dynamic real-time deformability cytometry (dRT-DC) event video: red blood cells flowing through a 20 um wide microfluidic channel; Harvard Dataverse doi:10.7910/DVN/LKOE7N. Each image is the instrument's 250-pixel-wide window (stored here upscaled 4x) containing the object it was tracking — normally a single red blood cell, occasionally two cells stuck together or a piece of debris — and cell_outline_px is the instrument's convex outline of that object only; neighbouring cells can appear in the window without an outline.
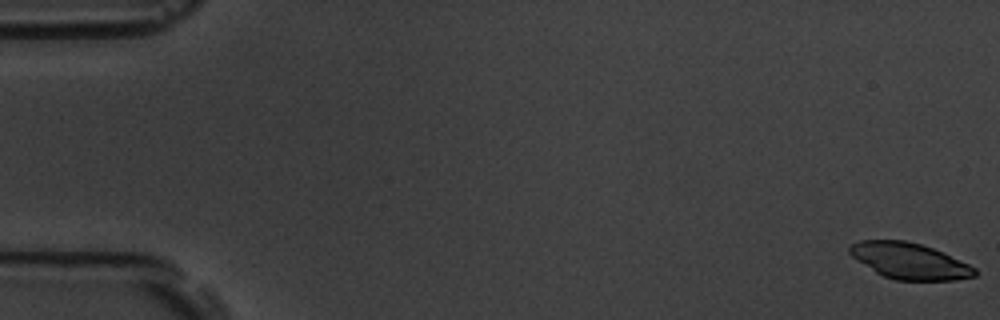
{"species": "common noctule bat (a hibernating species)", "species_latin": "Nyctalus noctula", "temperature_condition": "room temperature", "stored_images_in_passage": 59, "camera_frame_rate_fps": 3000, "um_per_image_px": 0.085, "animal": {"sex": "male", "body_mass_g": 19.5, "forearm_length_mm": 54.6}, "frame": {"image": 1, "passage_image": 1, "time_ms": 0.0, "image_size_px": [1000, 320], "cell_outline_px": [[976, 276], [956, 280], [896, 280], [884, 276], [876, 272], [856, 260], [848, 252], [848, 248], [852, 244], [860, 240], [904, 240], [920, 244], [944, 252], [976, 268]], "centroid_in_image_um": [77.3, 22.18], "position_along_channel_um": 7.7, "area_um2": 26.24}}
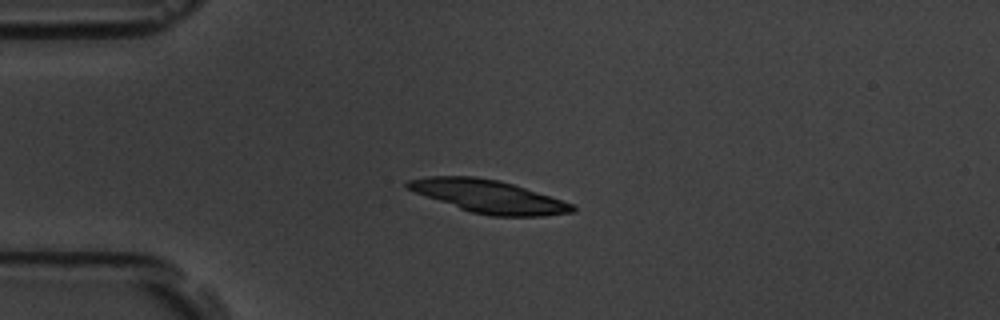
{"frame": {"image": 2, "passage_image": 15, "time_ms": 4.667, "image_size_px": [1000, 320], "cell_outline_px": [[576, 212], [544, 216], [492, 216], [472, 212], [460, 208], [404, 188], [404, 184], [408, 180], [428, 176], [476, 176], [500, 180], [572, 204], [576, 208]], "centroid_in_image_um": [41.5, 16.69], "position_along_channel_um": 43.5, "area_um2": 31.15}}